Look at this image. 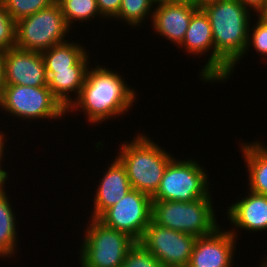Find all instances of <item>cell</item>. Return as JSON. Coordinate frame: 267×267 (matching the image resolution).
Masks as SVG:
<instances>
[{"label":"cell","mask_w":267,"mask_h":267,"mask_svg":"<svg viewBox=\"0 0 267 267\" xmlns=\"http://www.w3.org/2000/svg\"><path fill=\"white\" fill-rule=\"evenodd\" d=\"M198 8L192 2H161L156 3L152 29L177 45L182 43L187 32L190 19Z\"/></svg>","instance_id":"cell-14"},{"label":"cell","mask_w":267,"mask_h":267,"mask_svg":"<svg viewBox=\"0 0 267 267\" xmlns=\"http://www.w3.org/2000/svg\"><path fill=\"white\" fill-rule=\"evenodd\" d=\"M185 52L194 56H202L209 53L206 64L200 70L199 78L201 82H215V49L212 35V28L206 13L202 8H198L192 15L187 32L182 43ZM211 50V51H210ZM200 55V56H199Z\"/></svg>","instance_id":"cell-13"},{"label":"cell","mask_w":267,"mask_h":267,"mask_svg":"<svg viewBox=\"0 0 267 267\" xmlns=\"http://www.w3.org/2000/svg\"><path fill=\"white\" fill-rule=\"evenodd\" d=\"M196 237L162 227L152 220L139 241L160 262L162 267H188Z\"/></svg>","instance_id":"cell-9"},{"label":"cell","mask_w":267,"mask_h":267,"mask_svg":"<svg viewBox=\"0 0 267 267\" xmlns=\"http://www.w3.org/2000/svg\"><path fill=\"white\" fill-rule=\"evenodd\" d=\"M246 9L261 15L267 6V0H238Z\"/></svg>","instance_id":"cell-28"},{"label":"cell","mask_w":267,"mask_h":267,"mask_svg":"<svg viewBox=\"0 0 267 267\" xmlns=\"http://www.w3.org/2000/svg\"><path fill=\"white\" fill-rule=\"evenodd\" d=\"M212 202L211 198L190 202H152L151 220L157 225L191 234L196 238L206 236L220 227Z\"/></svg>","instance_id":"cell-4"},{"label":"cell","mask_w":267,"mask_h":267,"mask_svg":"<svg viewBox=\"0 0 267 267\" xmlns=\"http://www.w3.org/2000/svg\"><path fill=\"white\" fill-rule=\"evenodd\" d=\"M61 7L64 15L65 22L72 30L74 27L72 24L75 22L91 21L92 18L99 16L102 19L99 12L98 4L96 0H56Z\"/></svg>","instance_id":"cell-21"},{"label":"cell","mask_w":267,"mask_h":267,"mask_svg":"<svg viewBox=\"0 0 267 267\" xmlns=\"http://www.w3.org/2000/svg\"><path fill=\"white\" fill-rule=\"evenodd\" d=\"M108 170L97 184L94 194L92 218H99L108 208L120 201L131 189L125 166L115 156Z\"/></svg>","instance_id":"cell-15"},{"label":"cell","mask_w":267,"mask_h":267,"mask_svg":"<svg viewBox=\"0 0 267 267\" xmlns=\"http://www.w3.org/2000/svg\"><path fill=\"white\" fill-rule=\"evenodd\" d=\"M221 0H191V2L197 7V8H203L204 6L215 3Z\"/></svg>","instance_id":"cell-31"},{"label":"cell","mask_w":267,"mask_h":267,"mask_svg":"<svg viewBox=\"0 0 267 267\" xmlns=\"http://www.w3.org/2000/svg\"><path fill=\"white\" fill-rule=\"evenodd\" d=\"M80 245L81 267H120L128 250L136 243L128 234L108 227L89 216Z\"/></svg>","instance_id":"cell-5"},{"label":"cell","mask_w":267,"mask_h":267,"mask_svg":"<svg viewBox=\"0 0 267 267\" xmlns=\"http://www.w3.org/2000/svg\"><path fill=\"white\" fill-rule=\"evenodd\" d=\"M151 196L131 189L118 203L108 208L98 219L108 227L128 234L136 242L151 222Z\"/></svg>","instance_id":"cell-10"},{"label":"cell","mask_w":267,"mask_h":267,"mask_svg":"<svg viewBox=\"0 0 267 267\" xmlns=\"http://www.w3.org/2000/svg\"><path fill=\"white\" fill-rule=\"evenodd\" d=\"M265 258L262 259L260 264H258V265H260L259 267H267V256H265Z\"/></svg>","instance_id":"cell-33"},{"label":"cell","mask_w":267,"mask_h":267,"mask_svg":"<svg viewBox=\"0 0 267 267\" xmlns=\"http://www.w3.org/2000/svg\"><path fill=\"white\" fill-rule=\"evenodd\" d=\"M16 46V21L0 4V50L6 51Z\"/></svg>","instance_id":"cell-26"},{"label":"cell","mask_w":267,"mask_h":267,"mask_svg":"<svg viewBox=\"0 0 267 267\" xmlns=\"http://www.w3.org/2000/svg\"><path fill=\"white\" fill-rule=\"evenodd\" d=\"M6 182H0V257L8 259L17 253V221L12 204L6 194ZM17 237V238H16Z\"/></svg>","instance_id":"cell-20"},{"label":"cell","mask_w":267,"mask_h":267,"mask_svg":"<svg viewBox=\"0 0 267 267\" xmlns=\"http://www.w3.org/2000/svg\"><path fill=\"white\" fill-rule=\"evenodd\" d=\"M156 3L161 2H191V0H155Z\"/></svg>","instance_id":"cell-32"},{"label":"cell","mask_w":267,"mask_h":267,"mask_svg":"<svg viewBox=\"0 0 267 267\" xmlns=\"http://www.w3.org/2000/svg\"><path fill=\"white\" fill-rule=\"evenodd\" d=\"M155 5V0H122L119 13L114 19L122 20L130 27L139 28L144 20H148V16L152 22Z\"/></svg>","instance_id":"cell-22"},{"label":"cell","mask_w":267,"mask_h":267,"mask_svg":"<svg viewBox=\"0 0 267 267\" xmlns=\"http://www.w3.org/2000/svg\"><path fill=\"white\" fill-rule=\"evenodd\" d=\"M236 230L224 231L221 226L209 235L196 238L188 267H234Z\"/></svg>","instance_id":"cell-11"},{"label":"cell","mask_w":267,"mask_h":267,"mask_svg":"<svg viewBox=\"0 0 267 267\" xmlns=\"http://www.w3.org/2000/svg\"><path fill=\"white\" fill-rule=\"evenodd\" d=\"M209 18L215 49V81L231 78L246 52L251 14L238 0H221L202 8ZM226 79V80H225Z\"/></svg>","instance_id":"cell-1"},{"label":"cell","mask_w":267,"mask_h":267,"mask_svg":"<svg viewBox=\"0 0 267 267\" xmlns=\"http://www.w3.org/2000/svg\"><path fill=\"white\" fill-rule=\"evenodd\" d=\"M89 66L73 65L69 69L46 70L48 87L66 110L78 98Z\"/></svg>","instance_id":"cell-17"},{"label":"cell","mask_w":267,"mask_h":267,"mask_svg":"<svg viewBox=\"0 0 267 267\" xmlns=\"http://www.w3.org/2000/svg\"><path fill=\"white\" fill-rule=\"evenodd\" d=\"M261 16L265 19H267V6L265 8V10L262 12Z\"/></svg>","instance_id":"cell-34"},{"label":"cell","mask_w":267,"mask_h":267,"mask_svg":"<svg viewBox=\"0 0 267 267\" xmlns=\"http://www.w3.org/2000/svg\"><path fill=\"white\" fill-rule=\"evenodd\" d=\"M261 141H241V150L248 173V189L267 196V146Z\"/></svg>","instance_id":"cell-18"},{"label":"cell","mask_w":267,"mask_h":267,"mask_svg":"<svg viewBox=\"0 0 267 267\" xmlns=\"http://www.w3.org/2000/svg\"><path fill=\"white\" fill-rule=\"evenodd\" d=\"M5 86L4 51L0 50V97Z\"/></svg>","instance_id":"cell-30"},{"label":"cell","mask_w":267,"mask_h":267,"mask_svg":"<svg viewBox=\"0 0 267 267\" xmlns=\"http://www.w3.org/2000/svg\"><path fill=\"white\" fill-rule=\"evenodd\" d=\"M5 0H0V4H4Z\"/></svg>","instance_id":"cell-35"},{"label":"cell","mask_w":267,"mask_h":267,"mask_svg":"<svg viewBox=\"0 0 267 267\" xmlns=\"http://www.w3.org/2000/svg\"><path fill=\"white\" fill-rule=\"evenodd\" d=\"M70 28L65 22L60 4L41 9L16 22V48L42 53L66 42ZM66 35V36H65Z\"/></svg>","instance_id":"cell-7"},{"label":"cell","mask_w":267,"mask_h":267,"mask_svg":"<svg viewBox=\"0 0 267 267\" xmlns=\"http://www.w3.org/2000/svg\"><path fill=\"white\" fill-rule=\"evenodd\" d=\"M120 267H162L158 259L142 244L136 242L127 252Z\"/></svg>","instance_id":"cell-25"},{"label":"cell","mask_w":267,"mask_h":267,"mask_svg":"<svg viewBox=\"0 0 267 267\" xmlns=\"http://www.w3.org/2000/svg\"><path fill=\"white\" fill-rule=\"evenodd\" d=\"M4 131H1L0 130V181H5V182H7V179L9 178L8 176H9V172H7L6 170H4V169H2V166H1V164H2V162H3V160H2V158H3V156H5L4 154H5V150L6 149H4L5 148V142H7V138H6V134L5 133H3Z\"/></svg>","instance_id":"cell-29"},{"label":"cell","mask_w":267,"mask_h":267,"mask_svg":"<svg viewBox=\"0 0 267 267\" xmlns=\"http://www.w3.org/2000/svg\"><path fill=\"white\" fill-rule=\"evenodd\" d=\"M55 2L56 0H5L4 5L10 16L17 22Z\"/></svg>","instance_id":"cell-23"},{"label":"cell","mask_w":267,"mask_h":267,"mask_svg":"<svg viewBox=\"0 0 267 267\" xmlns=\"http://www.w3.org/2000/svg\"><path fill=\"white\" fill-rule=\"evenodd\" d=\"M258 19L255 24L249 27L248 42L246 52L253 46L257 54L267 58V19L261 15H256ZM249 48V49H248Z\"/></svg>","instance_id":"cell-24"},{"label":"cell","mask_w":267,"mask_h":267,"mask_svg":"<svg viewBox=\"0 0 267 267\" xmlns=\"http://www.w3.org/2000/svg\"><path fill=\"white\" fill-rule=\"evenodd\" d=\"M102 18L113 19L118 15L122 0H96Z\"/></svg>","instance_id":"cell-27"},{"label":"cell","mask_w":267,"mask_h":267,"mask_svg":"<svg viewBox=\"0 0 267 267\" xmlns=\"http://www.w3.org/2000/svg\"><path fill=\"white\" fill-rule=\"evenodd\" d=\"M132 139L118 145L121 147L116 157L125 166L132 189L152 196L174 157L149 138V135L141 132Z\"/></svg>","instance_id":"cell-3"},{"label":"cell","mask_w":267,"mask_h":267,"mask_svg":"<svg viewBox=\"0 0 267 267\" xmlns=\"http://www.w3.org/2000/svg\"><path fill=\"white\" fill-rule=\"evenodd\" d=\"M41 54L46 70H63L73 65H90L91 63L86 47L72 40L52 46Z\"/></svg>","instance_id":"cell-19"},{"label":"cell","mask_w":267,"mask_h":267,"mask_svg":"<svg viewBox=\"0 0 267 267\" xmlns=\"http://www.w3.org/2000/svg\"><path fill=\"white\" fill-rule=\"evenodd\" d=\"M96 65L95 68L89 67L78 98L67 109V114L85 113V120L90 125H99L126 114L137 100L136 90L127 85L121 74L98 63Z\"/></svg>","instance_id":"cell-2"},{"label":"cell","mask_w":267,"mask_h":267,"mask_svg":"<svg viewBox=\"0 0 267 267\" xmlns=\"http://www.w3.org/2000/svg\"><path fill=\"white\" fill-rule=\"evenodd\" d=\"M5 85L48 86L41 53L11 48L4 51Z\"/></svg>","instance_id":"cell-12"},{"label":"cell","mask_w":267,"mask_h":267,"mask_svg":"<svg viewBox=\"0 0 267 267\" xmlns=\"http://www.w3.org/2000/svg\"><path fill=\"white\" fill-rule=\"evenodd\" d=\"M249 193V194H248ZM247 196L238 198L227 207V220L238 230L262 232L267 230V196L248 190ZM231 221V222H230Z\"/></svg>","instance_id":"cell-16"},{"label":"cell","mask_w":267,"mask_h":267,"mask_svg":"<svg viewBox=\"0 0 267 267\" xmlns=\"http://www.w3.org/2000/svg\"><path fill=\"white\" fill-rule=\"evenodd\" d=\"M0 109L21 120L62 119L67 110L53 96L48 86L5 85L0 97Z\"/></svg>","instance_id":"cell-8"},{"label":"cell","mask_w":267,"mask_h":267,"mask_svg":"<svg viewBox=\"0 0 267 267\" xmlns=\"http://www.w3.org/2000/svg\"><path fill=\"white\" fill-rule=\"evenodd\" d=\"M205 169L195 159L173 158L165 169L158 189L151 196V202H190L200 198H211L212 188Z\"/></svg>","instance_id":"cell-6"}]
</instances>
